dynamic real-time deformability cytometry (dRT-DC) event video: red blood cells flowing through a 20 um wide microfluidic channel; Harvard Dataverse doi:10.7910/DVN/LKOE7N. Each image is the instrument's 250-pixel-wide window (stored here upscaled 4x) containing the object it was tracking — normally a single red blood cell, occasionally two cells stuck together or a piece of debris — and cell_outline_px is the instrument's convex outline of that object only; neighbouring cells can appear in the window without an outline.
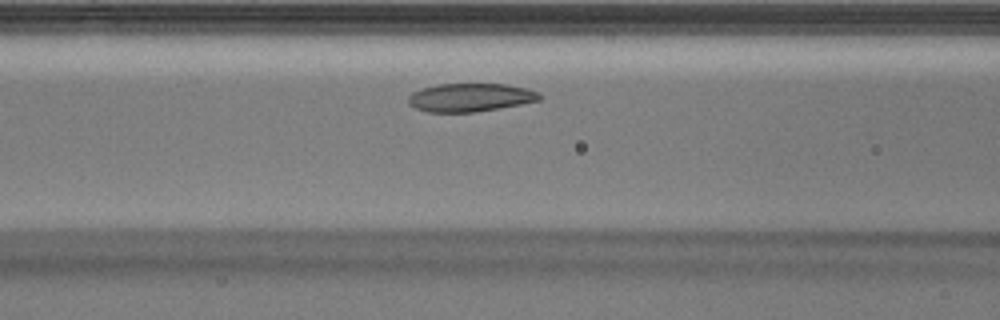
{"species": "Egyptian fruit bat (a non-hibernating species)", "species_latin": "Rousettus aegyptiacus", "temperature_condition": "warm", "stored_images_in_passage": 26, "camera_frame_rate_fps": 3000, "um_per_image_px": 0.085, "animal": {"sex": "male"}, "frame": {"image": 1, "passage_image": 8, "time_ms": 2.333, "image_size_px": [1000, 320], "cell_outline_px": [[540, 100], [520, 104], [476, 112], [428, 112], [416, 108], [408, 104], [408, 96], [412, 92], [424, 88], [440, 84], [504, 84], [528, 88], [536, 92], [540, 96]], "centroid_in_image_um": [39.94, 8.28], "position_along_channel_um": 126.7, "area_um2": 21.44}}